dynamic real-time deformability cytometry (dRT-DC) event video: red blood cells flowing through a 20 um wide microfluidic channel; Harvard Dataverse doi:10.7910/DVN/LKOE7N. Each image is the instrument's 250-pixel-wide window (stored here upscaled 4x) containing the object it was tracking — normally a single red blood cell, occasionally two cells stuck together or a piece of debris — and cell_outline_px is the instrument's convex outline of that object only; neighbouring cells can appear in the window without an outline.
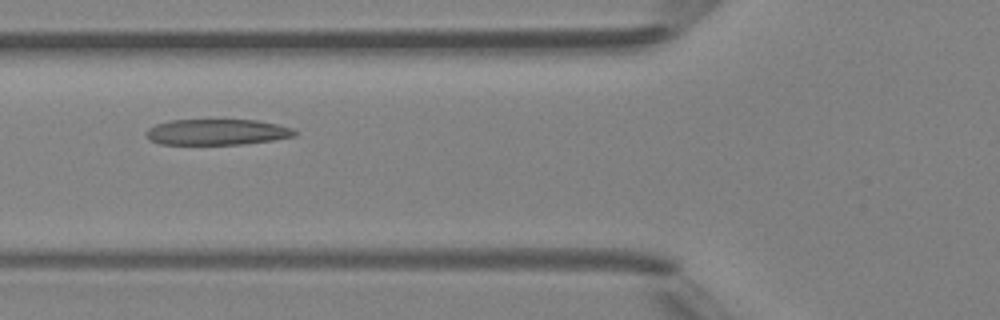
{"species": "Egyptian fruit bat (a non-hibernating species)", "species_latin": "Rousettus aegyptiacus", "temperature_condition": "room temperature", "stored_images_in_passage": 6, "camera_frame_rate_fps": 3000, "um_per_image_px": 0.085, "animal": {"sex": "female"}, "frame": {"image": 1, "passage_image": 6, "time_ms": 6.667, "image_size_px": [1000, 320], "cell_outline_px": [[296, 136], [272, 140], [240, 144], [160, 144], [148, 140], [148, 128], [156, 124], [172, 120], [256, 120], [276, 124], [292, 128], [296, 132]], "centroid_in_image_um": [18.44, 11.22], "position_along_channel_um": 107.4, "area_um2": 22.14}}